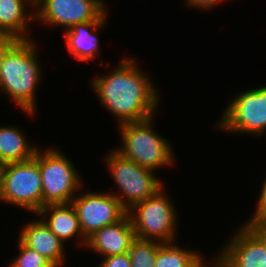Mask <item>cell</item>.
Masks as SVG:
<instances>
[{
  "instance_id": "cell-7",
  "label": "cell",
  "mask_w": 266,
  "mask_h": 267,
  "mask_svg": "<svg viewBox=\"0 0 266 267\" xmlns=\"http://www.w3.org/2000/svg\"><path fill=\"white\" fill-rule=\"evenodd\" d=\"M227 102L215 129L259 138L266 134V85L237 92ZM239 133V134H237Z\"/></svg>"
},
{
  "instance_id": "cell-8",
  "label": "cell",
  "mask_w": 266,
  "mask_h": 267,
  "mask_svg": "<svg viewBox=\"0 0 266 267\" xmlns=\"http://www.w3.org/2000/svg\"><path fill=\"white\" fill-rule=\"evenodd\" d=\"M0 202L35 215L43 207V187L38 162L32 158L0 168Z\"/></svg>"
},
{
  "instance_id": "cell-22",
  "label": "cell",
  "mask_w": 266,
  "mask_h": 267,
  "mask_svg": "<svg viewBox=\"0 0 266 267\" xmlns=\"http://www.w3.org/2000/svg\"><path fill=\"white\" fill-rule=\"evenodd\" d=\"M100 264L96 267H131V261L128 253L122 255H112L101 258Z\"/></svg>"
},
{
  "instance_id": "cell-9",
  "label": "cell",
  "mask_w": 266,
  "mask_h": 267,
  "mask_svg": "<svg viewBox=\"0 0 266 267\" xmlns=\"http://www.w3.org/2000/svg\"><path fill=\"white\" fill-rule=\"evenodd\" d=\"M213 254L214 267H266V234L244 222Z\"/></svg>"
},
{
  "instance_id": "cell-14",
  "label": "cell",
  "mask_w": 266,
  "mask_h": 267,
  "mask_svg": "<svg viewBox=\"0 0 266 267\" xmlns=\"http://www.w3.org/2000/svg\"><path fill=\"white\" fill-rule=\"evenodd\" d=\"M36 215L64 245L70 240H77V247L78 245L80 249L81 246L86 247L87 239L81 230L78 214L72 203L44 205Z\"/></svg>"
},
{
  "instance_id": "cell-6",
  "label": "cell",
  "mask_w": 266,
  "mask_h": 267,
  "mask_svg": "<svg viewBox=\"0 0 266 267\" xmlns=\"http://www.w3.org/2000/svg\"><path fill=\"white\" fill-rule=\"evenodd\" d=\"M102 159L110 174L112 182L118 189L111 191L121 203L129 210L134 204L144 201L154 195L165 183L156 176L155 171L141 167L137 163L123 157L115 149L108 151Z\"/></svg>"
},
{
  "instance_id": "cell-3",
  "label": "cell",
  "mask_w": 266,
  "mask_h": 267,
  "mask_svg": "<svg viewBox=\"0 0 266 267\" xmlns=\"http://www.w3.org/2000/svg\"><path fill=\"white\" fill-rule=\"evenodd\" d=\"M154 119L118 125L122 143L115 150L139 166L158 172L174 167L177 157L171 142L155 131Z\"/></svg>"
},
{
  "instance_id": "cell-1",
  "label": "cell",
  "mask_w": 266,
  "mask_h": 267,
  "mask_svg": "<svg viewBox=\"0 0 266 267\" xmlns=\"http://www.w3.org/2000/svg\"><path fill=\"white\" fill-rule=\"evenodd\" d=\"M118 61L114 69L92 77L90 87L101 105L115 117L117 124L139 122L157 116L162 95L157 84L146 71L140 69L134 57L129 55Z\"/></svg>"
},
{
  "instance_id": "cell-21",
  "label": "cell",
  "mask_w": 266,
  "mask_h": 267,
  "mask_svg": "<svg viewBox=\"0 0 266 267\" xmlns=\"http://www.w3.org/2000/svg\"><path fill=\"white\" fill-rule=\"evenodd\" d=\"M264 179L252 216H249V218L244 221L247 225L259 226L261 223L266 222V177Z\"/></svg>"
},
{
  "instance_id": "cell-5",
  "label": "cell",
  "mask_w": 266,
  "mask_h": 267,
  "mask_svg": "<svg viewBox=\"0 0 266 267\" xmlns=\"http://www.w3.org/2000/svg\"><path fill=\"white\" fill-rule=\"evenodd\" d=\"M165 187L127 210L137 239L170 243L178 238L180 216Z\"/></svg>"
},
{
  "instance_id": "cell-4",
  "label": "cell",
  "mask_w": 266,
  "mask_h": 267,
  "mask_svg": "<svg viewBox=\"0 0 266 267\" xmlns=\"http://www.w3.org/2000/svg\"><path fill=\"white\" fill-rule=\"evenodd\" d=\"M39 164L43 187V206L69 204L85 188L76 165L57 146L38 147L34 157ZM77 192V193H76Z\"/></svg>"
},
{
  "instance_id": "cell-11",
  "label": "cell",
  "mask_w": 266,
  "mask_h": 267,
  "mask_svg": "<svg viewBox=\"0 0 266 267\" xmlns=\"http://www.w3.org/2000/svg\"><path fill=\"white\" fill-rule=\"evenodd\" d=\"M72 199V205L78 214L81 230L88 239L99 229L120 221L127 210L120 201L108 192H94L83 189Z\"/></svg>"
},
{
  "instance_id": "cell-18",
  "label": "cell",
  "mask_w": 266,
  "mask_h": 267,
  "mask_svg": "<svg viewBox=\"0 0 266 267\" xmlns=\"http://www.w3.org/2000/svg\"><path fill=\"white\" fill-rule=\"evenodd\" d=\"M200 250L180 247L175 242L161 243L155 258V267H212L213 259H205ZM206 260V261H205Z\"/></svg>"
},
{
  "instance_id": "cell-19",
  "label": "cell",
  "mask_w": 266,
  "mask_h": 267,
  "mask_svg": "<svg viewBox=\"0 0 266 267\" xmlns=\"http://www.w3.org/2000/svg\"><path fill=\"white\" fill-rule=\"evenodd\" d=\"M160 242L135 239L128 252L131 267H155V258Z\"/></svg>"
},
{
  "instance_id": "cell-26",
  "label": "cell",
  "mask_w": 266,
  "mask_h": 267,
  "mask_svg": "<svg viewBox=\"0 0 266 267\" xmlns=\"http://www.w3.org/2000/svg\"><path fill=\"white\" fill-rule=\"evenodd\" d=\"M8 266L7 267H16L14 266L11 262L7 264Z\"/></svg>"
},
{
  "instance_id": "cell-25",
  "label": "cell",
  "mask_w": 266,
  "mask_h": 267,
  "mask_svg": "<svg viewBox=\"0 0 266 267\" xmlns=\"http://www.w3.org/2000/svg\"><path fill=\"white\" fill-rule=\"evenodd\" d=\"M258 227L266 234V222L261 223Z\"/></svg>"
},
{
  "instance_id": "cell-2",
  "label": "cell",
  "mask_w": 266,
  "mask_h": 267,
  "mask_svg": "<svg viewBox=\"0 0 266 267\" xmlns=\"http://www.w3.org/2000/svg\"><path fill=\"white\" fill-rule=\"evenodd\" d=\"M39 43L34 39L18 40L5 54L0 70V93L25 116H37V93L42 83Z\"/></svg>"
},
{
  "instance_id": "cell-15",
  "label": "cell",
  "mask_w": 266,
  "mask_h": 267,
  "mask_svg": "<svg viewBox=\"0 0 266 267\" xmlns=\"http://www.w3.org/2000/svg\"><path fill=\"white\" fill-rule=\"evenodd\" d=\"M107 19L78 23L63 32L64 44L73 59L88 63L101 54L98 36Z\"/></svg>"
},
{
  "instance_id": "cell-13",
  "label": "cell",
  "mask_w": 266,
  "mask_h": 267,
  "mask_svg": "<svg viewBox=\"0 0 266 267\" xmlns=\"http://www.w3.org/2000/svg\"><path fill=\"white\" fill-rule=\"evenodd\" d=\"M136 239L132 222L128 214L120 221L105 226L87 239L86 250L105 258L112 255L128 253L132 242Z\"/></svg>"
},
{
  "instance_id": "cell-10",
  "label": "cell",
  "mask_w": 266,
  "mask_h": 267,
  "mask_svg": "<svg viewBox=\"0 0 266 267\" xmlns=\"http://www.w3.org/2000/svg\"><path fill=\"white\" fill-rule=\"evenodd\" d=\"M107 6L106 0H35V22L65 31L78 23L104 20Z\"/></svg>"
},
{
  "instance_id": "cell-24",
  "label": "cell",
  "mask_w": 266,
  "mask_h": 267,
  "mask_svg": "<svg viewBox=\"0 0 266 267\" xmlns=\"http://www.w3.org/2000/svg\"><path fill=\"white\" fill-rule=\"evenodd\" d=\"M17 41L18 39L14 36L0 33V70L3 64L5 54Z\"/></svg>"
},
{
  "instance_id": "cell-20",
  "label": "cell",
  "mask_w": 266,
  "mask_h": 267,
  "mask_svg": "<svg viewBox=\"0 0 266 267\" xmlns=\"http://www.w3.org/2000/svg\"><path fill=\"white\" fill-rule=\"evenodd\" d=\"M18 240V253L11 262L16 267H55L44 256L40 255L35 250L27 247L19 238Z\"/></svg>"
},
{
  "instance_id": "cell-16",
  "label": "cell",
  "mask_w": 266,
  "mask_h": 267,
  "mask_svg": "<svg viewBox=\"0 0 266 267\" xmlns=\"http://www.w3.org/2000/svg\"><path fill=\"white\" fill-rule=\"evenodd\" d=\"M29 8V9H28ZM35 21V0H0V33L30 40Z\"/></svg>"
},
{
  "instance_id": "cell-23",
  "label": "cell",
  "mask_w": 266,
  "mask_h": 267,
  "mask_svg": "<svg viewBox=\"0 0 266 267\" xmlns=\"http://www.w3.org/2000/svg\"><path fill=\"white\" fill-rule=\"evenodd\" d=\"M229 2L231 0H185L184 4H186L185 6H189L188 8H192V9H198V11H203V10H209L213 7H217L220 3L223 2ZM186 2V3H185Z\"/></svg>"
},
{
  "instance_id": "cell-17",
  "label": "cell",
  "mask_w": 266,
  "mask_h": 267,
  "mask_svg": "<svg viewBox=\"0 0 266 267\" xmlns=\"http://www.w3.org/2000/svg\"><path fill=\"white\" fill-rule=\"evenodd\" d=\"M21 129L16 124L0 126V166L34 157L39 146L30 142L25 131Z\"/></svg>"
},
{
  "instance_id": "cell-12",
  "label": "cell",
  "mask_w": 266,
  "mask_h": 267,
  "mask_svg": "<svg viewBox=\"0 0 266 267\" xmlns=\"http://www.w3.org/2000/svg\"><path fill=\"white\" fill-rule=\"evenodd\" d=\"M35 218L20 227L18 238L29 248L44 256L55 267L66 266V245L55 236L43 220L35 214ZM65 264V265H64Z\"/></svg>"
}]
</instances>
